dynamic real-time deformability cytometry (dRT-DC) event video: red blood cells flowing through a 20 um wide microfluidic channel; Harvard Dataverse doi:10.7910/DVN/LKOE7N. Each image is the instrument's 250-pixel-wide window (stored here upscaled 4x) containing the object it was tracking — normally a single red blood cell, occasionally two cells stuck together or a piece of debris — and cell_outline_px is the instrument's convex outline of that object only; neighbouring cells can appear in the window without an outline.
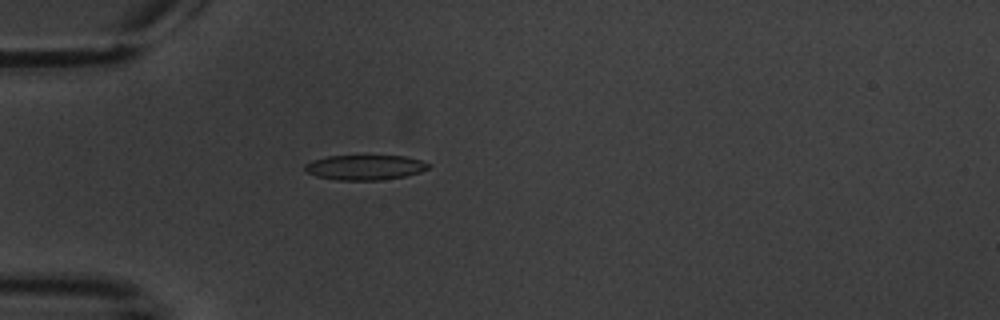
{"species": "common noctule bat (a hibernating species)", "species_latin": "Nyctalus noctula", "temperature_condition": "warm", "stored_images_in_passage": 2, "camera_frame_rate_fps": 3000, "um_per_image_px": 0.085, "animal": {"sex": "male", "body_mass_g": 20.1, "forearm_length_mm": 53.5}, "frame": {"image": 1, "passage_image": 2, "time_ms": 1.333, "image_size_px": [1000, 320], "cell_outline_px": [[432, 164], [428, 168], [420, 172], [404, 176], [380, 180], [336, 180], [316, 176], [304, 172], [304, 164], [312, 160], [328, 156], [404, 156], [420, 160]], "centroid_in_image_um": [30.98, 14.23], "position_along_channel_um": 54.0, "area_um2": 18.03}}